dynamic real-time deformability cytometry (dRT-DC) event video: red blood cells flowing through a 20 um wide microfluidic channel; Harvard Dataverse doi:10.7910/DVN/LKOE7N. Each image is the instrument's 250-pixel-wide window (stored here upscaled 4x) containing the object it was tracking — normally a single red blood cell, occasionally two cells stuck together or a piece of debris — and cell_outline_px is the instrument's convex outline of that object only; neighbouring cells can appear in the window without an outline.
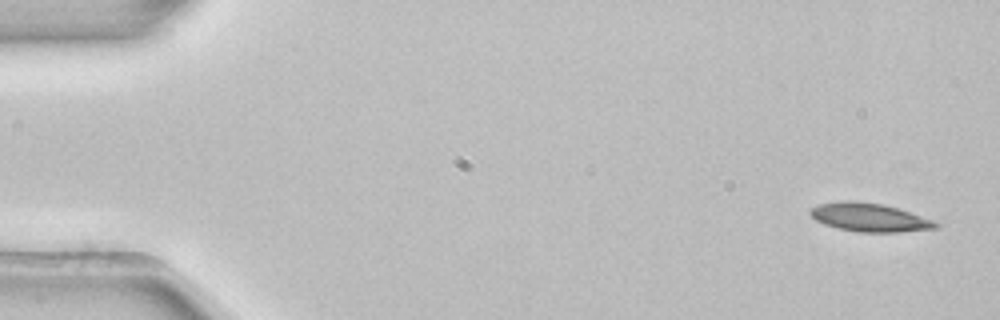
{"species": "common noctule bat (a hibernating species)", "species_latin": "Nyctalus noctula", "temperature_condition": "room temperature", "stored_images_in_passage": 3, "camera_frame_rate_fps": 3000, "um_per_image_px": 0.085, "animal": {"sex": "female", "body_mass_g": 22.7, "forearm_length_mm": 54.2}, "frame": {"image": 1, "passage_image": 1, "time_ms": 0.0, "image_size_px": [1000, 320], "cell_outline_px": [[940, 224], [936, 228], [900, 232], [860, 232], [840, 228], [824, 224], [816, 220], [808, 212], [812, 208], [820, 204], [848, 200], [884, 204], [936, 220]], "centroid_in_image_um": [73.95, 18.48], "position_along_channel_um": 11.0, "area_um2": 20.63}}